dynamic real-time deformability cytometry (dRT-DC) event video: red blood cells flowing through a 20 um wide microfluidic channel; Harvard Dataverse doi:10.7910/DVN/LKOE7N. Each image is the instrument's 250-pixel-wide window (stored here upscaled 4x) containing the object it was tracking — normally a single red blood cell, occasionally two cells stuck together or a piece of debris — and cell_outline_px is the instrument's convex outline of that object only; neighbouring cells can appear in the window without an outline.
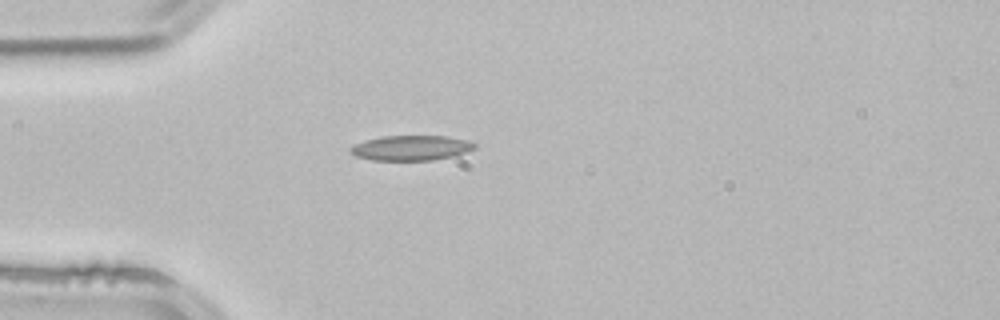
{"species": "common noctule bat (a hibernating species)", "species_latin": "Nyctalus noctula", "temperature_condition": "room temperature", "stored_images_in_passage": 4, "camera_frame_rate_fps": 3000, "um_per_image_px": 0.085, "animal": {"sex": "male", "body_mass_g": 21.5, "forearm_length_mm": 52.0}, "frame": {"image": 1, "passage_image": 4, "time_ms": 1.0, "image_size_px": [1000, 320], "cell_outline_px": [[476, 148], [452, 156], [432, 160], [372, 160], [356, 156], [352, 152], [352, 148], [356, 144], [364, 140], [380, 136], [448, 136], [464, 140], [476, 144]], "centroid_in_image_um": [34.94, 12.57], "position_along_channel_um": 50.1, "area_um2": 17.8}}